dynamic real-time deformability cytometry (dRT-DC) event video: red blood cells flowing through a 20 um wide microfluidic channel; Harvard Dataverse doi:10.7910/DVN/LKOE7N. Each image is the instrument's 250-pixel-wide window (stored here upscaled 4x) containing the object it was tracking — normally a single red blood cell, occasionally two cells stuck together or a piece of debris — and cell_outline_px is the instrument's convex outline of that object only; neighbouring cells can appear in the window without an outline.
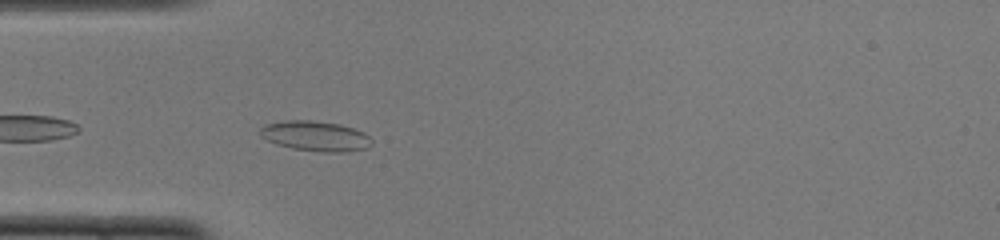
{"species": "common noctule bat (a hibernating species)", "species_latin": "Nyctalus noctula", "temperature_condition": "cold", "stored_images_in_passage": 38, "camera_frame_rate_fps": 3000, "um_per_image_px": 0.085, "animal": {"sex": "female", "body_mass_g": 22.0, "forearm_length_mm": 56.7}, "frame": {"image": 1, "passage_image": 3, "time_ms": 0.667, "image_size_px": [1000, 240], "cell_outline_px": [[372, 144], [368, 148], [348, 152], [320, 152], [292, 148], [276, 144], [260, 136], [260, 128], [264, 124], [288, 120], [312, 120], [340, 124], [364, 132], [372, 140]], "centroid_in_image_um": [26.82, 11.57], "position_along_channel_um": 58.2, "area_um2": 19.71}}
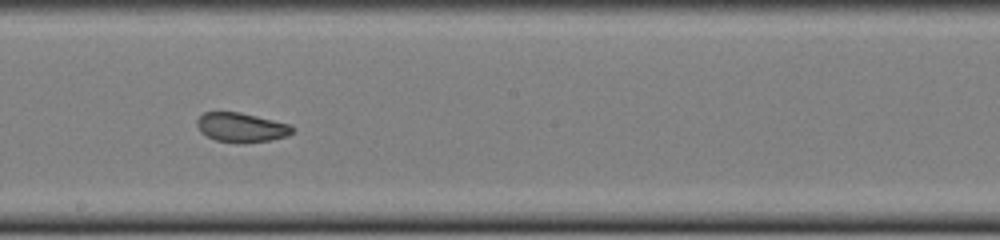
{"frame": {"image": 2, "passage_image": 16, "time_ms": 5.0, "image_size_px": [1000, 240], "cell_outline_px": [[296, 128], [288, 136], [272, 140], [236, 144], [216, 140], [200, 132], [196, 124], [196, 120], [204, 112], [240, 112], [292, 124]], "centroid_in_image_um": [20.55, 10.84], "position_along_channel_um": 227.7, "area_um2": 16.65}}
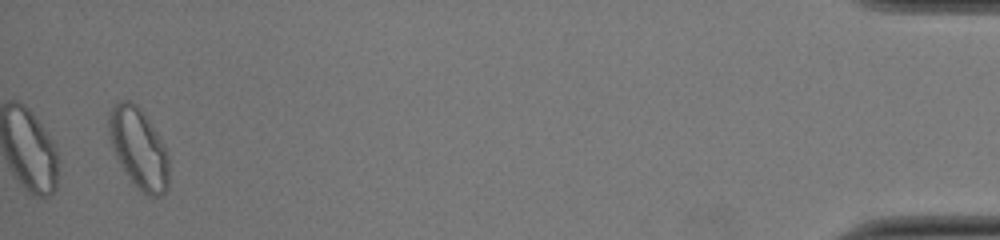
{"frame": {"image": 3, "passage_image": 37, "time_ms": 12.0, "image_size_px": [1000, 240], "cell_outline_px": [[168, 188], [160, 196], [148, 196], [140, 192], [128, 180], [112, 148], [108, 136], [108, 112], [112, 104], [120, 100], [128, 100], [136, 104], [140, 108], [156, 132], [168, 152]], "centroid_in_image_um": [11.75, 12.62], "position_along_channel_um": 423.4, "area_um2": 28.55}, "authors_computed_cell_mechanics": {"area_um2": 17.4556, "velocity_mm_per_s": 3.9783, "shape_relaxation_time_tau1_ms": null, "shape_relaxation_time_tau2_ms": 1.455, "deformation_change_tau1": null, "deformation_change_tau2": 0.0667}}